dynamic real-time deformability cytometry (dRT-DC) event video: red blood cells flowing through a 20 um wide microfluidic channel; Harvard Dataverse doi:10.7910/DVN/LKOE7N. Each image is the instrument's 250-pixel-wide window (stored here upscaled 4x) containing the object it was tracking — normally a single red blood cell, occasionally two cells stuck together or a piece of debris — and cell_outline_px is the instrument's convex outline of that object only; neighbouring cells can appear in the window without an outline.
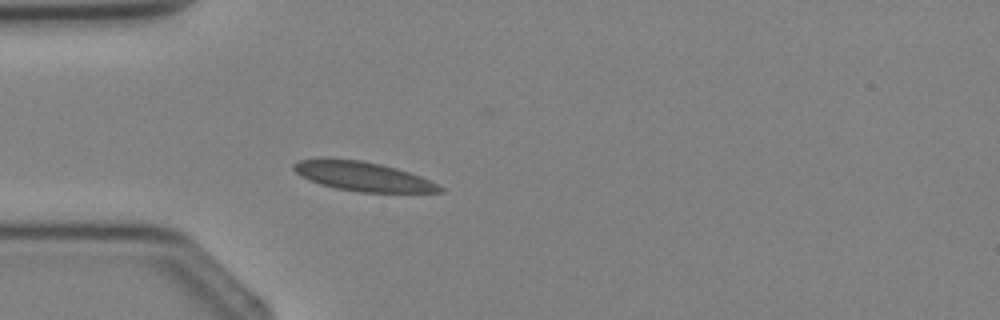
{"species": "Egyptian fruit bat (a non-hibernating species)", "species_latin": "Rousettus aegyptiacus", "temperature_condition": "cold", "stored_images_in_passage": 2, "camera_frame_rate_fps": 3000, "um_per_image_px": 0.085, "animal": {"sex": "female"}, "frame": {"image": 1, "passage_image": 2, "time_ms": 2.0, "image_size_px": [1000, 320], "cell_outline_px": [[444, 192], [360, 192], [336, 188], [320, 184], [296, 172], [292, 168], [292, 164], [300, 160], [324, 156], [360, 160], [380, 164], [396, 168], [420, 176], [444, 188]], "centroid_in_image_um": [30.79, 14.96], "position_along_channel_um": 54.2, "area_um2": 24.91}}